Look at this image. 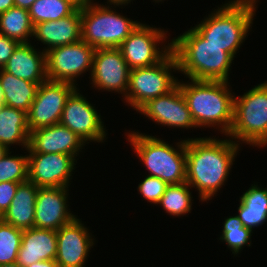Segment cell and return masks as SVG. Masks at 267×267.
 I'll return each mask as SVG.
<instances>
[{
	"label": "cell",
	"mask_w": 267,
	"mask_h": 267,
	"mask_svg": "<svg viewBox=\"0 0 267 267\" xmlns=\"http://www.w3.org/2000/svg\"><path fill=\"white\" fill-rule=\"evenodd\" d=\"M239 144L233 140H186V182L199 190L201 201L210 200L227 180Z\"/></svg>",
	"instance_id": "obj_1"
},
{
	"label": "cell",
	"mask_w": 267,
	"mask_h": 267,
	"mask_svg": "<svg viewBox=\"0 0 267 267\" xmlns=\"http://www.w3.org/2000/svg\"><path fill=\"white\" fill-rule=\"evenodd\" d=\"M171 51L176 57L178 70L189 80L228 82L234 57L222 47L208 43L193 28L172 39Z\"/></svg>",
	"instance_id": "obj_2"
},
{
	"label": "cell",
	"mask_w": 267,
	"mask_h": 267,
	"mask_svg": "<svg viewBox=\"0 0 267 267\" xmlns=\"http://www.w3.org/2000/svg\"><path fill=\"white\" fill-rule=\"evenodd\" d=\"M177 83L190 110L196 127L220 125L221 132L229 134L233 123L234 95L228 82L190 79Z\"/></svg>",
	"instance_id": "obj_3"
},
{
	"label": "cell",
	"mask_w": 267,
	"mask_h": 267,
	"mask_svg": "<svg viewBox=\"0 0 267 267\" xmlns=\"http://www.w3.org/2000/svg\"><path fill=\"white\" fill-rule=\"evenodd\" d=\"M256 0H234L217 9L193 29L210 44L233 57L247 36L255 15Z\"/></svg>",
	"instance_id": "obj_4"
},
{
	"label": "cell",
	"mask_w": 267,
	"mask_h": 267,
	"mask_svg": "<svg viewBox=\"0 0 267 267\" xmlns=\"http://www.w3.org/2000/svg\"><path fill=\"white\" fill-rule=\"evenodd\" d=\"M127 137L150 176L158 177L168 185L186 182V140L177 143L180 150L176 151L154 136L133 132Z\"/></svg>",
	"instance_id": "obj_5"
},
{
	"label": "cell",
	"mask_w": 267,
	"mask_h": 267,
	"mask_svg": "<svg viewBox=\"0 0 267 267\" xmlns=\"http://www.w3.org/2000/svg\"><path fill=\"white\" fill-rule=\"evenodd\" d=\"M228 136L252 146H266L267 81L240 98L234 97L233 123Z\"/></svg>",
	"instance_id": "obj_6"
},
{
	"label": "cell",
	"mask_w": 267,
	"mask_h": 267,
	"mask_svg": "<svg viewBox=\"0 0 267 267\" xmlns=\"http://www.w3.org/2000/svg\"><path fill=\"white\" fill-rule=\"evenodd\" d=\"M139 24L109 6L91 4L81 9L82 40L95 49L118 48Z\"/></svg>",
	"instance_id": "obj_7"
},
{
	"label": "cell",
	"mask_w": 267,
	"mask_h": 267,
	"mask_svg": "<svg viewBox=\"0 0 267 267\" xmlns=\"http://www.w3.org/2000/svg\"><path fill=\"white\" fill-rule=\"evenodd\" d=\"M171 69L178 70L172 51L158 64L130 69L126 102L138 111L149 100L171 91L178 83Z\"/></svg>",
	"instance_id": "obj_8"
},
{
	"label": "cell",
	"mask_w": 267,
	"mask_h": 267,
	"mask_svg": "<svg viewBox=\"0 0 267 267\" xmlns=\"http://www.w3.org/2000/svg\"><path fill=\"white\" fill-rule=\"evenodd\" d=\"M95 48L82 39L76 43L52 48L46 52L47 78L75 85L74 79L92 70Z\"/></svg>",
	"instance_id": "obj_9"
},
{
	"label": "cell",
	"mask_w": 267,
	"mask_h": 267,
	"mask_svg": "<svg viewBox=\"0 0 267 267\" xmlns=\"http://www.w3.org/2000/svg\"><path fill=\"white\" fill-rule=\"evenodd\" d=\"M76 89L67 82L41 83L27 113L29 131L59 123L66 101Z\"/></svg>",
	"instance_id": "obj_10"
},
{
	"label": "cell",
	"mask_w": 267,
	"mask_h": 267,
	"mask_svg": "<svg viewBox=\"0 0 267 267\" xmlns=\"http://www.w3.org/2000/svg\"><path fill=\"white\" fill-rule=\"evenodd\" d=\"M164 35V30L140 23L118 47L128 67H148L162 61L171 52V43L162 52L157 48V44L166 38Z\"/></svg>",
	"instance_id": "obj_11"
},
{
	"label": "cell",
	"mask_w": 267,
	"mask_h": 267,
	"mask_svg": "<svg viewBox=\"0 0 267 267\" xmlns=\"http://www.w3.org/2000/svg\"><path fill=\"white\" fill-rule=\"evenodd\" d=\"M100 117L76 89L67 99L59 123L72 130L84 142H103L106 133Z\"/></svg>",
	"instance_id": "obj_12"
},
{
	"label": "cell",
	"mask_w": 267,
	"mask_h": 267,
	"mask_svg": "<svg viewBox=\"0 0 267 267\" xmlns=\"http://www.w3.org/2000/svg\"><path fill=\"white\" fill-rule=\"evenodd\" d=\"M130 68L119 48H96L93 55L91 79L99 89L126 94Z\"/></svg>",
	"instance_id": "obj_13"
},
{
	"label": "cell",
	"mask_w": 267,
	"mask_h": 267,
	"mask_svg": "<svg viewBox=\"0 0 267 267\" xmlns=\"http://www.w3.org/2000/svg\"><path fill=\"white\" fill-rule=\"evenodd\" d=\"M75 157L63 153H30L28 181L38 187H68Z\"/></svg>",
	"instance_id": "obj_14"
},
{
	"label": "cell",
	"mask_w": 267,
	"mask_h": 267,
	"mask_svg": "<svg viewBox=\"0 0 267 267\" xmlns=\"http://www.w3.org/2000/svg\"><path fill=\"white\" fill-rule=\"evenodd\" d=\"M138 111L165 126L196 127L178 84L168 93L149 100Z\"/></svg>",
	"instance_id": "obj_15"
},
{
	"label": "cell",
	"mask_w": 267,
	"mask_h": 267,
	"mask_svg": "<svg viewBox=\"0 0 267 267\" xmlns=\"http://www.w3.org/2000/svg\"><path fill=\"white\" fill-rule=\"evenodd\" d=\"M58 267H84L89 249L93 245L88 229L76 217L56 231Z\"/></svg>",
	"instance_id": "obj_16"
},
{
	"label": "cell",
	"mask_w": 267,
	"mask_h": 267,
	"mask_svg": "<svg viewBox=\"0 0 267 267\" xmlns=\"http://www.w3.org/2000/svg\"><path fill=\"white\" fill-rule=\"evenodd\" d=\"M68 187H39L35 202V228L57 231L75 215L67 210Z\"/></svg>",
	"instance_id": "obj_17"
},
{
	"label": "cell",
	"mask_w": 267,
	"mask_h": 267,
	"mask_svg": "<svg viewBox=\"0 0 267 267\" xmlns=\"http://www.w3.org/2000/svg\"><path fill=\"white\" fill-rule=\"evenodd\" d=\"M85 142L68 127L57 123L35 129L29 134V153H63L77 156Z\"/></svg>",
	"instance_id": "obj_18"
},
{
	"label": "cell",
	"mask_w": 267,
	"mask_h": 267,
	"mask_svg": "<svg viewBox=\"0 0 267 267\" xmlns=\"http://www.w3.org/2000/svg\"><path fill=\"white\" fill-rule=\"evenodd\" d=\"M41 43L48 45V50L72 44L82 39L81 10L77 9L72 15L57 21L41 22L34 25L33 35Z\"/></svg>",
	"instance_id": "obj_19"
},
{
	"label": "cell",
	"mask_w": 267,
	"mask_h": 267,
	"mask_svg": "<svg viewBox=\"0 0 267 267\" xmlns=\"http://www.w3.org/2000/svg\"><path fill=\"white\" fill-rule=\"evenodd\" d=\"M57 247L55 230L35 227L23 230L17 263L26 267L43 260H55Z\"/></svg>",
	"instance_id": "obj_20"
},
{
	"label": "cell",
	"mask_w": 267,
	"mask_h": 267,
	"mask_svg": "<svg viewBox=\"0 0 267 267\" xmlns=\"http://www.w3.org/2000/svg\"><path fill=\"white\" fill-rule=\"evenodd\" d=\"M39 53L30 43H20L3 69L18 78L40 85L48 78L46 53Z\"/></svg>",
	"instance_id": "obj_21"
},
{
	"label": "cell",
	"mask_w": 267,
	"mask_h": 267,
	"mask_svg": "<svg viewBox=\"0 0 267 267\" xmlns=\"http://www.w3.org/2000/svg\"><path fill=\"white\" fill-rule=\"evenodd\" d=\"M38 186L30 181L20 183L1 220L15 228L26 230L35 227V202Z\"/></svg>",
	"instance_id": "obj_22"
},
{
	"label": "cell",
	"mask_w": 267,
	"mask_h": 267,
	"mask_svg": "<svg viewBox=\"0 0 267 267\" xmlns=\"http://www.w3.org/2000/svg\"><path fill=\"white\" fill-rule=\"evenodd\" d=\"M0 70L3 104L28 113L36 97L39 84L18 78L3 68Z\"/></svg>",
	"instance_id": "obj_23"
},
{
	"label": "cell",
	"mask_w": 267,
	"mask_h": 267,
	"mask_svg": "<svg viewBox=\"0 0 267 267\" xmlns=\"http://www.w3.org/2000/svg\"><path fill=\"white\" fill-rule=\"evenodd\" d=\"M29 134L27 113L3 104L0 110V143L7 148L11 144L22 143L27 149Z\"/></svg>",
	"instance_id": "obj_24"
},
{
	"label": "cell",
	"mask_w": 267,
	"mask_h": 267,
	"mask_svg": "<svg viewBox=\"0 0 267 267\" xmlns=\"http://www.w3.org/2000/svg\"><path fill=\"white\" fill-rule=\"evenodd\" d=\"M33 28L28 9L13 6L0 14V34L19 43H29Z\"/></svg>",
	"instance_id": "obj_25"
},
{
	"label": "cell",
	"mask_w": 267,
	"mask_h": 267,
	"mask_svg": "<svg viewBox=\"0 0 267 267\" xmlns=\"http://www.w3.org/2000/svg\"><path fill=\"white\" fill-rule=\"evenodd\" d=\"M76 10L67 0H36L28 11L33 25H36L68 17Z\"/></svg>",
	"instance_id": "obj_26"
},
{
	"label": "cell",
	"mask_w": 267,
	"mask_h": 267,
	"mask_svg": "<svg viewBox=\"0 0 267 267\" xmlns=\"http://www.w3.org/2000/svg\"><path fill=\"white\" fill-rule=\"evenodd\" d=\"M191 188L187 182L167 185L164 194L157 204L163 206V209L170 215L180 216L191 210Z\"/></svg>",
	"instance_id": "obj_27"
},
{
	"label": "cell",
	"mask_w": 267,
	"mask_h": 267,
	"mask_svg": "<svg viewBox=\"0 0 267 267\" xmlns=\"http://www.w3.org/2000/svg\"><path fill=\"white\" fill-rule=\"evenodd\" d=\"M23 230L0 220V265L17 262Z\"/></svg>",
	"instance_id": "obj_28"
},
{
	"label": "cell",
	"mask_w": 267,
	"mask_h": 267,
	"mask_svg": "<svg viewBox=\"0 0 267 267\" xmlns=\"http://www.w3.org/2000/svg\"><path fill=\"white\" fill-rule=\"evenodd\" d=\"M221 240L225 241L232 253L237 254L244 245L250 246L251 230L244 227L238 216L229 217L225 220Z\"/></svg>",
	"instance_id": "obj_29"
},
{
	"label": "cell",
	"mask_w": 267,
	"mask_h": 267,
	"mask_svg": "<svg viewBox=\"0 0 267 267\" xmlns=\"http://www.w3.org/2000/svg\"><path fill=\"white\" fill-rule=\"evenodd\" d=\"M7 152L0 159V182H19L28 181V155L9 156Z\"/></svg>",
	"instance_id": "obj_30"
},
{
	"label": "cell",
	"mask_w": 267,
	"mask_h": 267,
	"mask_svg": "<svg viewBox=\"0 0 267 267\" xmlns=\"http://www.w3.org/2000/svg\"><path fill=\"white\" fill-rule=\"evenodd\" d=\"M167 185L168 184L160 178L148 175L144 181L138 185V191L148 202L157 204L164 194Z\"/></svg>",
	"instance_id": "obj_31"
},
{
	"label": "cell",
	"mask_w": 267,
	"mask_h": 267,
	"mask_svg": "<svg viewBox=\"0 0 267 267\" xmlns=\"http://www.w3.org/2000/svg\"><path fill=\"white\" fill-rule=\"evenodd\" d=\"M240 202L249 209L267 210V189H260L252 184L241 197Z\"/></svg>",
	"instance_id": "obj_32"
},
{
	"label": "cell",
	"mask_w": 267,
	"mask_h": 267,
	"mask_svg": "<svg viewBox=\"0 0 267 267\" xmlns=\"http://www.w3.org/2000/svg\"><path fill=\"white\" fill-rule=\"evenodd\" d=\"M239 215L238 218L243 223L244 227L252 229L263 224L267 220V210H256L249 209L244 206L241 202L238 207Z\"/></svg>",
	"instance_id": "obj_33"
},
{
	"label": "cell",
	"mask_w": 267,
	"mask_h": 267,
	"mask_svg": "<svg viewBox=\"0 0 267 267\" xmlns=\"http://www.w3.org/2000/svg\"><path fill=\"white\" fill-rule=\"evenodd\" d=\"M19 182H0V213L3 215L12 202Z\"/></svg>",
	"instance_id": "obj_34"
},
{
	"label": "cell",
	"mask_w": 267,
	"mask_h": 267,
	"mask_svg": "<svg viewBox=\"0 0 267 267\" xmlns=\"http://www.w3.org/2000/svg\"><path fill=\"white\" fill-rule=\"evenodd\" d=\"M20 43L0 34V69L3 68Z\"/></svg>",
	"instance_id": "obj_35"
},
{
	"label": "cell",
	"mask_w": 267,
	"mask_h": 267,
	"mask_svg": "<svg viewBox=\"0 0 267 267\" xmlns=\"http://www.w3.org/2000/svg\"><path fill=\"white\" fill-rule=\"evenodd\" d=\"M26 267H58L55 260H43Z\"/></svg>",
	"instance_id": "obj_36"
},
{
	"label": "cell",
	"mask_w": 267,
	"mask_h": 267,
	"mask_svg": "<svg viewBox=\"0 0 267 267\" xmlns=\"http://www.w3.org/2000/svg\"><path fill=\"white\" fill-rule=\"evenodd\" d=\"M67 1H69L73 6H75L77 9L80 10L93 4L91 0H67Z\"/></svg>",
	"instance_id": "obj_37"
},
{
	"label": "cell",
	"mask_w": 267,
	"mask_h": 267,
	"mask_svg": "<svg viewBox=\"0 0 267 267\" xmlns=\"http://www.w3.org/2000/svg\"><path fill=\"white\" fill-rule=\"evenodd\" d=\"M35 1L36 0H14V6L29 10Z\"/></svg>",
	"instance_id": "obj_38"
},
{
	"label": "cell",
	"mask_w": 267,
	"mask_h": 267,
	"mask_svg": "<svg viewBox=\"0 0 267 267\" xmlns=\"http://www.w3.org/2000/svg\"><path fill=\"white\" fill-rule=\"evenodd\" d=\"M14 6V0H0V14Z\"/></svg>",
	"instance_id": "obj_39"
},
{
	"label": "cell",
	"mask_w": 267,
	"mask_h": 267,
	"mask_svg": "<svg viewBox=\"0 0 267 267\" xmlns=\"http://www.w3.org/2000/svg\"><path fill=\"white\" fill-rule=\"evenodd\" d=\"M108 2H110V4L112 5V4H114V5H116V6H119V5H125V3H129V2H131V0H108Z\"/></svg>",
	"instance_id": "obj_40"
},
{
	"label": "cell",
	"mask_w": 267,
	"mask_h": 267,
	"mask_svg": "<svg viewBox=\"0 0 267 267\" xmlns=\"http://www.w3.org/2000/svg\"><path fill=\"white\" fill-rule=\"evenodd\" d=\"M9 152V148L0 143V159Z\"/></svg>",
	"instance_id": "obj_41"
},
{
	"label": "cell",
	"mask_w": 267,
	"mask_h": 267,
	"mask_svg": "<svg viewBox=\"0 0 267 267\" xmlns=\"http://www.w3.org/2000/svg\"><path fill=\"white\" fill-rule=\"evenodd\" d=\"M0 267H23L17 262L0 265Z\"/></svg>",
	"instance_id": "obj_42"
},
{
	"label": "cell",
	"mask_w": 267,
	"mask_h": 267,
	"mask_svg": "<svg viewBox=\"0 0 267 267\" xmlns=\"http://www.w3.org/2000/svg\"><path fill=\"white\" fill-rule=\"evenodd\" d=\"M2 105H3V91H2V86L0 82V110L2 108Z\"/></svg>",
	"instance_id": "obj_43"
}]
</instances>
